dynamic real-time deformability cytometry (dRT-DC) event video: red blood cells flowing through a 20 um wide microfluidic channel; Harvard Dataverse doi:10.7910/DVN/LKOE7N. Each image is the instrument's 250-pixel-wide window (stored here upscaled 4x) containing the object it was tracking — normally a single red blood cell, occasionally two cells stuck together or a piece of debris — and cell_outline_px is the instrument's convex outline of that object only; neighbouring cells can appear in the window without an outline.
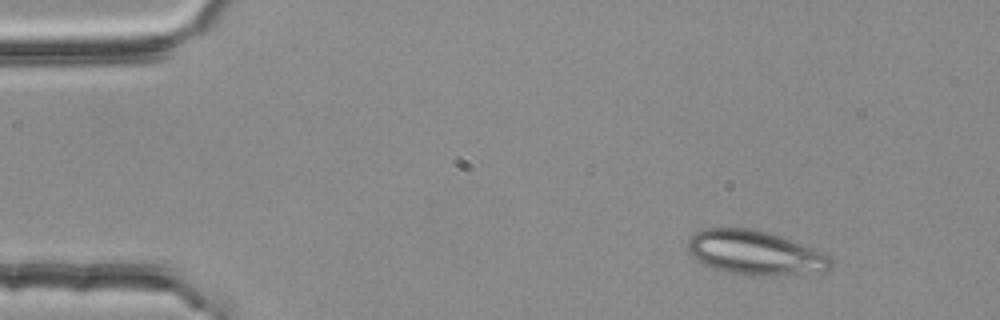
{"species": "common noctule bat (a hibernating species)", "species_latin": "Nyctalus noctula", "temperature_condition": "room temperature", "stored_images_in_passage": 3, "camera_frame_rate_fps": 3000, "um_per_image_px": 0.085, "animal": {"sex": "female", "body_mass_g": 25.1}, "frame": {"image": 1, "passage_image": 1, "time_ms": 0.0, "image_size_px": [1000, 320], "cell_outline_px": [[832, 264], [824, 272], [732, 272], [716, 268], [692, 256], [688, 252], [688, 240], [696, 232], [704, 228], [748, 228], [768, 232], [780, 236], [820, 252], [828, 256], [832, 260]], "centroid_in_image_um": [64.12, 21.4], "position_along_channel_um": 20.9, "area_um2": 34.68}}